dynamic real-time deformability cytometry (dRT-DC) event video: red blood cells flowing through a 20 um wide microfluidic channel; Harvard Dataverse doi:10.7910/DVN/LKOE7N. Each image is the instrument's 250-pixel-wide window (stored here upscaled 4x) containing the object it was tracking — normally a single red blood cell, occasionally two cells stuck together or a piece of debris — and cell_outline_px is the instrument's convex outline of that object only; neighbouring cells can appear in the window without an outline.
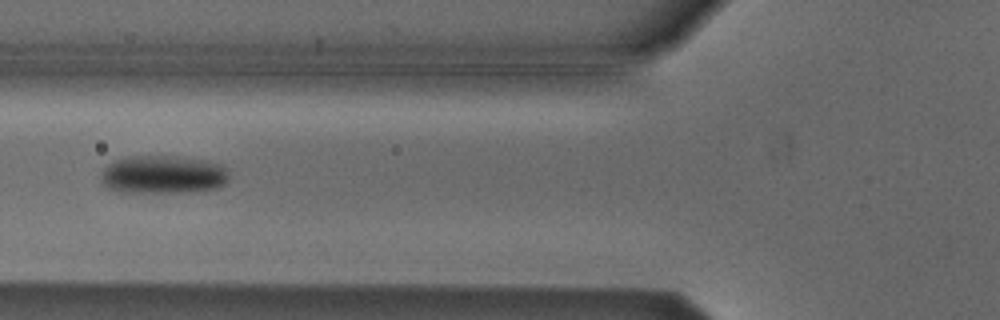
{"species": "Egyptian fruit bat (a non-hibernating species)", "species_latin": "Rousettus aegyptiacus", "temperature_condition": "cold", "stored_images_in_passage": 7, "camera_frame_rate_fps": 3000, "um_per_image_px": 0.085, "animal": {"sex": "male"}, "frame": {"image": 1, "passage_image": 5, "time_ms": 1.333, "image_size_px": [1000, 320], "cell_outline_px": [[228, 176], [224, 184], [216, 188], [188, 192], [120, 192], [104, 188], [100, 180], [100, 172], [108, 164], [116, 160], [132, 156], [172, 156], [204, 160], [220, 164], [224, 168]], "centroid_in_image_um": [13.78, 14.85], "position_along_channel_um": 112.0, "area_um2": 28.55}}
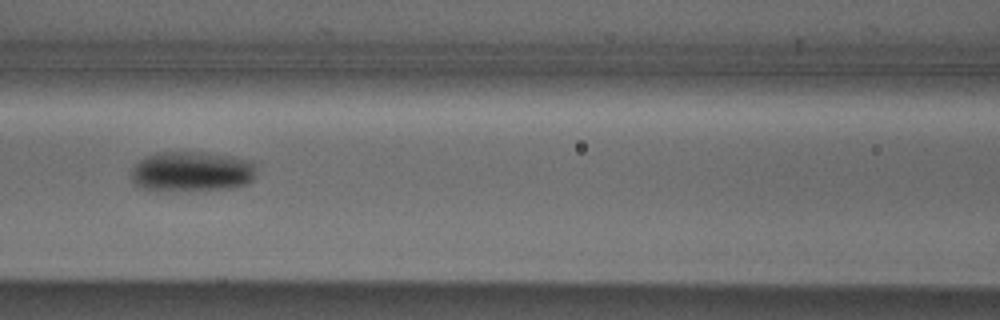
{"frame": {"image": 2, "passage_image": 6, "time_ms": 1.667, "image_size_px": [1000, 320], "cell_outline_px": [[256, 172], [252, 180], [248, 184], [232, 188], [156, 192], [140, 188], [132, 180], [132, 168], [144, 156], [156, 152], [200, 152], [232, 156], [248, 160], [256, 164]], "centroid_in_image_um": [16.28, 14.59], "position_along_channel_um": 150.3, "area_um2": 29.82}}
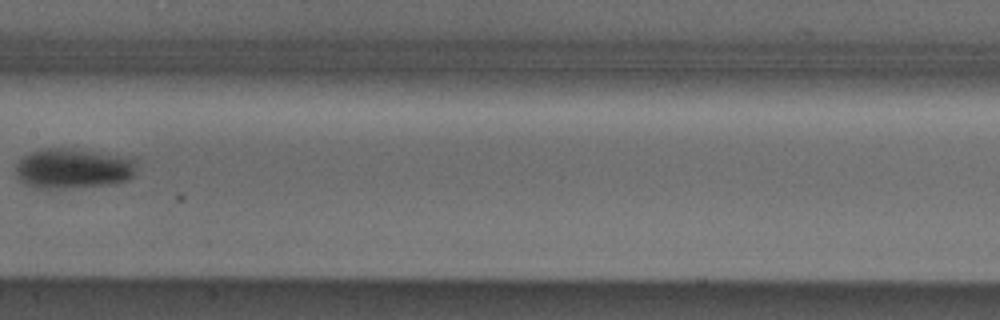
{"frame": {"image": 3, "passage_image": 7, "time_ms": 2.0, "image_size_px": [1000, 320], "cell_outline_px": [[136, 168], [132, 176], [128, 180], [116, 184], [64, 188], [32, 188], [24, 184], [16, 176], [16, 164], [24, 156], [32, 152], [44, 148], [72, 148], [136, 160]], "centroid_in_image_um": [6.17, 14.34], "position_along_channel_um": 201.2, "area_um2": 28.09}}